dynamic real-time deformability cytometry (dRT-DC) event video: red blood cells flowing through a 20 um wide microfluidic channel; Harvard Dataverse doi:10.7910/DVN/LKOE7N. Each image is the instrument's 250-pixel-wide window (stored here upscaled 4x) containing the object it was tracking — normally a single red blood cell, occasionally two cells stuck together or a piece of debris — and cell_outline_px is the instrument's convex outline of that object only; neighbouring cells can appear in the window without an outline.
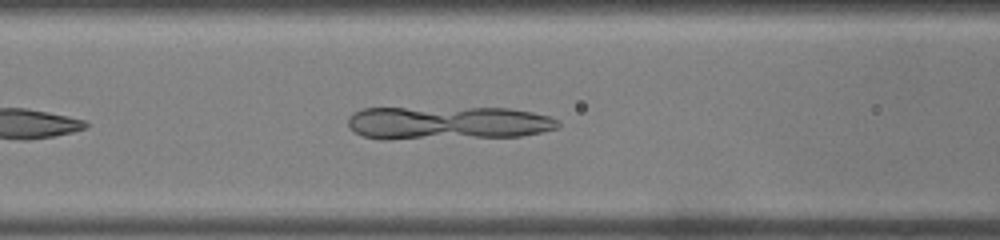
{"species": "common noctule bat (a hibernating species)", "species_latin": "Nyctalus noctula", "temperature_condition": "warm", "stored_images_in_passage": 19, "camera_frame_rate_fps": 3000, "um_per_image_px": 0.085, "animal": {"sex": "male", "body_mass_g": 19.0, "forearm_length_mm": 50.8}, "frame": {"image": 1, "passage_image": 9, "time_ms": 2.667, "image_size_px": [1000, 240], "cell_outline_px": [[560, 124], [556, 128], [540, 132], [520, 136], [388, 140], [380, 140], [364, 136], [348, 128], [348, 116], [352, 112], [360, 108], [508, 108], [532, 112], [548, 116], [560, 120]], "centroid_in_image_um": [37.99, 10.45], "position_along_channel_um": 128.6, "area_um2": 41.33}}